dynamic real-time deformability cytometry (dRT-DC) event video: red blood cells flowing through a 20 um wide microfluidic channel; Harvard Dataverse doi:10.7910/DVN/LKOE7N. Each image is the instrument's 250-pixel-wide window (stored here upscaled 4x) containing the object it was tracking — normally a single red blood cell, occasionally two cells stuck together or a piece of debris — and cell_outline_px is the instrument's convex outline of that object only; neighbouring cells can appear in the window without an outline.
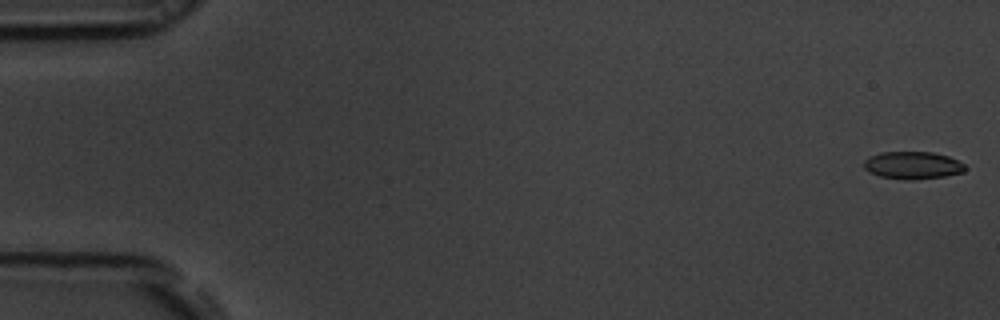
{"species": "common noctule bat (a hibernating species)", "species_latin": "Nyctalus noctula", "temperature_condition": "room temperature", "stored_images_in_passage": 8, "camera_frame_rate_fps": 3000, "um_per_image_px": 0.085, "animal": {"sex": "male", "body_mass_g": 19.5, "forearm_length_mm": 54.6}, "frame": {"image": 1, "passage_image": 1, "time_ms": 0.0, "image_size_px": [1000, 320], "cell_outline_px": [[968, 168], [964, 172], [944, 176], [912, 180], [908, 180], [880, 176], [868, 172], [864, 168], [864, 160], [868, 156], [880, 152], [932, 152], [948, 156], [964, 164]], "centroid_in_image_um": [77.56, 14.04], "position_along_channel_um": 7.4, "area_um2": 16.3}}